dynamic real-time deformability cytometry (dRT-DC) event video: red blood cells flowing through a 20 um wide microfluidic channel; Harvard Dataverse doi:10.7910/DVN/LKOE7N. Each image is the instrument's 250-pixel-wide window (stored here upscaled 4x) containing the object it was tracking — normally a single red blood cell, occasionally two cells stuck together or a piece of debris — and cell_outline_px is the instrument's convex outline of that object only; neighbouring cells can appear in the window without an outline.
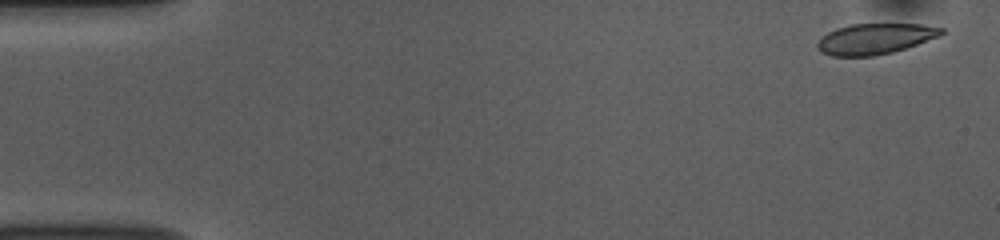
{"species": "common noctule bat (a hibernating species)", "species_latin": "Nyctalus noctula", "temperature_condition": "room temperature", "stored_images_in_passage": 53, "camera_frame_rate_fps": 3000, "um_per_image_px": 0.085, "animal": {"sex": "female", "body_mass_g": 10.0, "forearm_length_mm": 53.1}, "frame": {"image": 1, "passage_image": 2, "time_ms": 0.333, "image_size_px": [1000, 240], "cell_outline_px": [[944, 32], [940, 36], [892, 52], [872, 56], [832, 56], [820, 52], [816, 48], [816, 44], [828, 32], [836, 28], [852, 24], [920, 24], [944, 28]], "centroid_in_image_um": [74.36, 3.3], "position_along_channel_um": 10.6, "area_um2": 22.02}}
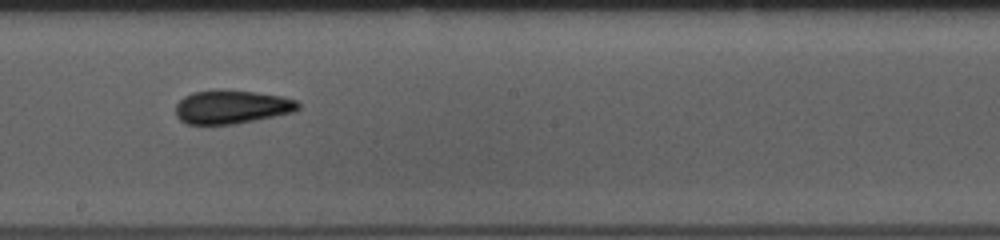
{"frame": {"image": 2, "passage_image": 29, "time_ms": 9.333, "image_size_px": [1000, 240], "cell_outline_px": [[300, 108], [292, 112], [236, 124], [188, 124], [180, 120], [176, 116], [176, 104], [184, 96], [192, 92], [252, 92], [280, 96], [296, 100], [300, 104]], "centroid_in_image_um": [19.68, 9.12], "position_along_channel_um": 228.5, "area_um2": 23.18}}
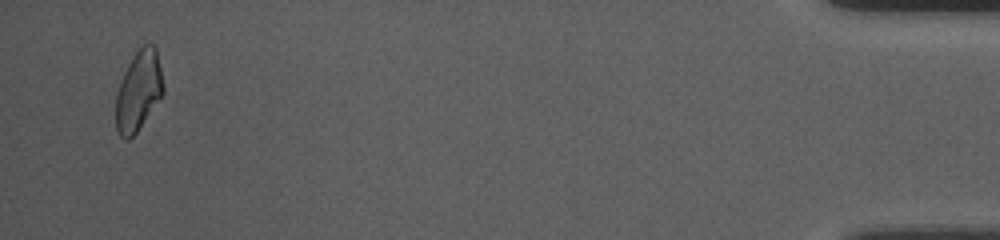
{"frame": {"image": 3, "passage_image": 51, "time_ms": 16.667, "image_size_px": [1000, 240], "cell_outline_px": [[164, 92], [136, 132], [128, 140], [124, 140], [120, 136], [116, 128], [116, 96], [120, 80], [132, 56], [144, 44], [152, 44], [156, 48], [164, 84]], "centroid_in_image_um": [11.77, 7.71], "position_along_channel_um": 423.4, "area_um2": 21.91}, "authors_computed_cell_mechanics": {"area_um2": 23.0622, "velocity_mm_per_s": 3.7789, "shape_relaxation_time_tau1_ms": 6.1963, "shape_relaxation_time_tau2_ms": 3.8844, "deformation_change_tau1": 0.1301, "deformation_change_tau2": 0.0966}}